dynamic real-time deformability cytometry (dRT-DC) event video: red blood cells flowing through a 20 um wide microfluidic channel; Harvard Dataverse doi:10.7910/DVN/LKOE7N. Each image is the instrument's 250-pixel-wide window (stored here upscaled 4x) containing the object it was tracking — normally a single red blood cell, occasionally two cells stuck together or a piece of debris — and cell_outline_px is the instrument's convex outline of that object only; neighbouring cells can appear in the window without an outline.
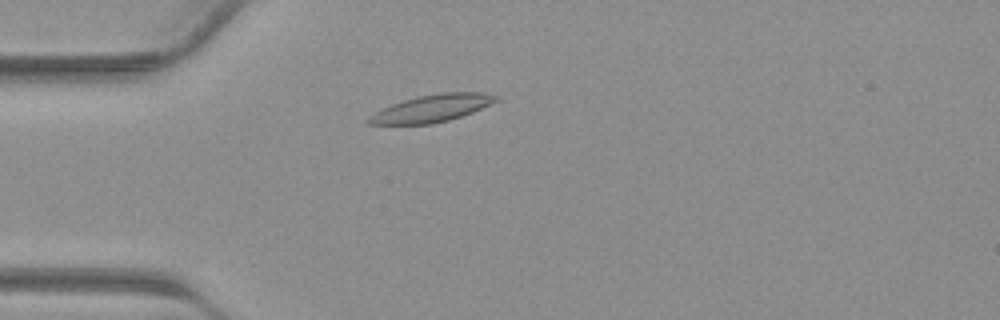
{"species": "common noctule bat (a hibernating species)", "species_latin": "Nyctalus noctula", "temperature_condition": "warm", "stored_images_in_passage": 38, "camera_frame_rate_fps": 3000, "um_per_image_px": 0.085, "animal": {"sex": "male", "body_mass_g": 23.1, "forearm_length_mm": 52.7}, "frame": {"image": 1, "passage_image": 8, "time_ms": 2.333, "image_size_px": [1000, 320], "cell_outline_px": [[504, 96], [500, 100], [472, 112], [448, 120], [432, 124], [368, 124], [364, 120], [368, 116], [392, 104], [416, 96], [440, 92], [484, 92]], "centroid_in_image_um": [36.77, 9.19], "position_along_channel_um": 48.2, "area_um2": 20.4}}
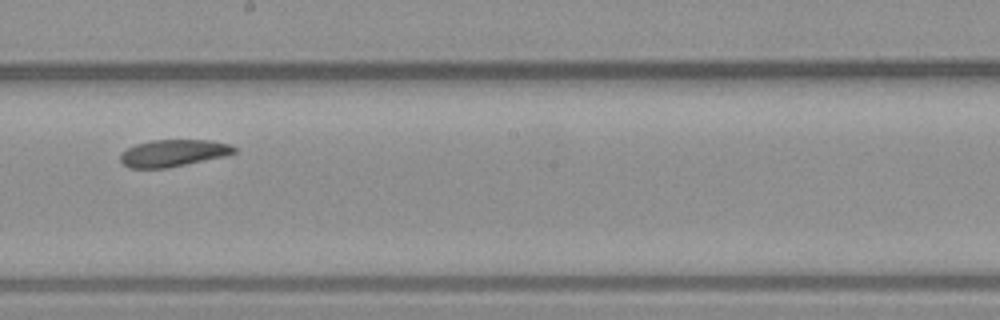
{"frame": {"image": 2, "passage_image": 20, "time_ms": 6.333, "image_size_px": [1000, 320], "cell_outline_px": [[236, 152], [224, 156], [168, 168], [128, 168], [120, 160], [120, 152], [136, 144], [152, 140], [212, 140], [228, 144], [236, 148]], "centroid_in_image_um": [14.7, 13.01], "position_along_channel_um": 233.5, "area_um2": 17.86}}
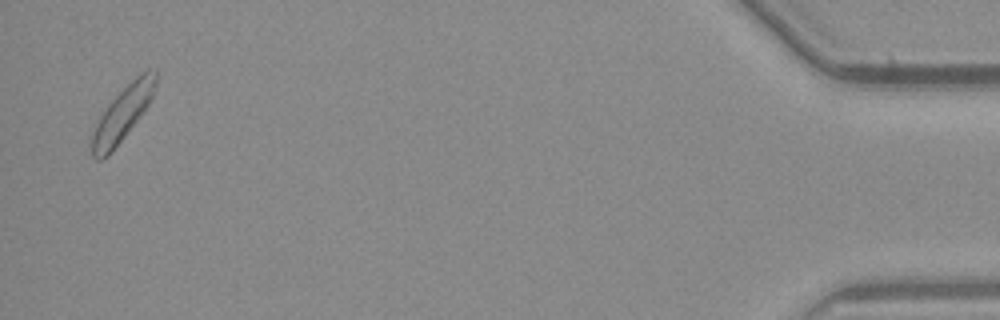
{"frame": {"image": 3, "passage_image": 37, "time_ms": 12.0, "image_size_px": [1000, 320], "cell_outline_px": [[156, 88], [148, 104], [140, 116], [112, 152], [108, 156], [100, 160], [96, 160], [92, 156], [92, 136], [96, 124], [104, 108], [136, 76], [148, 68], [156, 68]], "centroid_in_image_um": [10.43, 9.65], "position_along_channel_um": 424.8, "area_um2": 19.88}}